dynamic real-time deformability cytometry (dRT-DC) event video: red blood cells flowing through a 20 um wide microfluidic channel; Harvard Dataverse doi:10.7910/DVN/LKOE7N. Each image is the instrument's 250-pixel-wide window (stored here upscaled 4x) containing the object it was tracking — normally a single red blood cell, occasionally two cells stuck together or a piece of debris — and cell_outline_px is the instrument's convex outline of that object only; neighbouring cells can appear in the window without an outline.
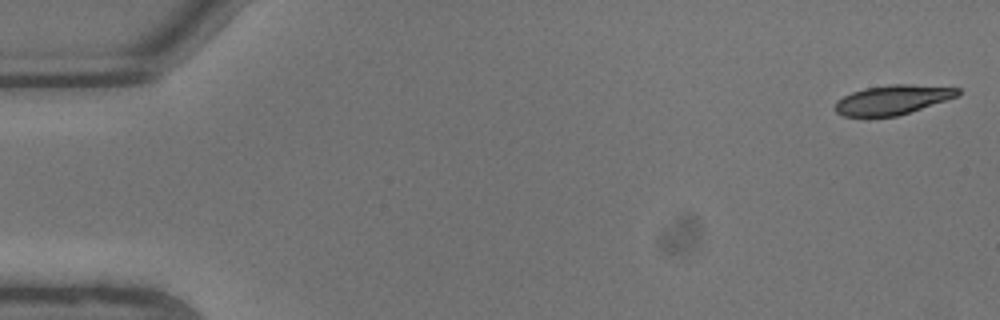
{"species": "common noctule bat (a hibernating species)", "species_latin": "Nyctalus noctula", "temperature_condition": "warm", "stored_images_in_passage": 8, "camera_frame_rate_fps": 3000, "um_per_image_px": 0.085, "animal": {"sex": "male", "body_mass_g": 13.3}, "frame": {"image": 1, "passage_image": 1, "time_ms": 0.0, "image_size_px": [1000, 320], "cell_outline_px": [[960, 92], [956, 96], [896, 116], [844, 116], [836, 112], [836, 100], [852, 92], [864, 88], [888, 84], [908, 84], [960, 88]], "centroid_in_image_um": [75.82, 8.46], "position_along_channel_um": 9.2, "area_um2": 20.58}}
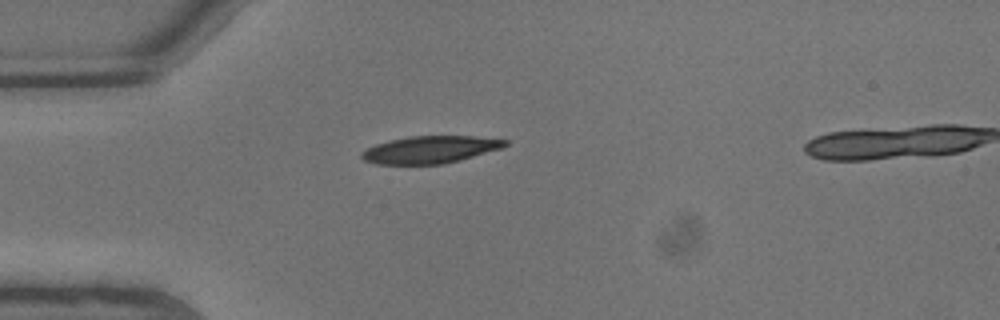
{"frame": {"image": 2, "passage_image": 6, "time_ms": 1.667, "image_size_px": [1000, 320], "cell_outline_px": [[508, 144], [500, 148], [460, 160], [444, 164], [376, 164], [364, 160], [360, 156], [360, 152], [376, 144], [408, 136], [472, 136], [508, 140]], "centroid_in_image_um": [36.54, 12.72], "position_along_channel_um": 48.5, "area_um2": 22.6}}
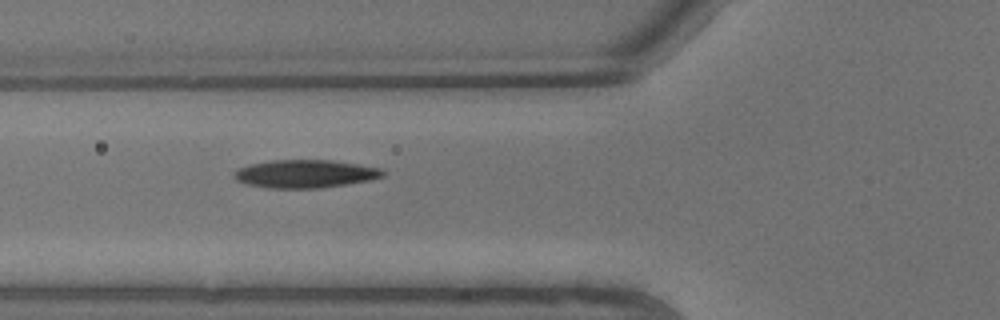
{"frame": {"image": 3, "passage_image": 8, "time_ms": 2.333, "image_size_px": [1000, 320], "cell_outline_px": [[384, 176], [368, 180], [320, 188], [268, 188], [244, 184], [236, 180], [232, 176], [240, 168], [248, 164], [272, 160], [332, 160], [380, 168], [384, 172]], "centroid_in_image_um": [25.88, 14.77], "position_along_channel_um": 99.9, "area_um2": 24.16}}